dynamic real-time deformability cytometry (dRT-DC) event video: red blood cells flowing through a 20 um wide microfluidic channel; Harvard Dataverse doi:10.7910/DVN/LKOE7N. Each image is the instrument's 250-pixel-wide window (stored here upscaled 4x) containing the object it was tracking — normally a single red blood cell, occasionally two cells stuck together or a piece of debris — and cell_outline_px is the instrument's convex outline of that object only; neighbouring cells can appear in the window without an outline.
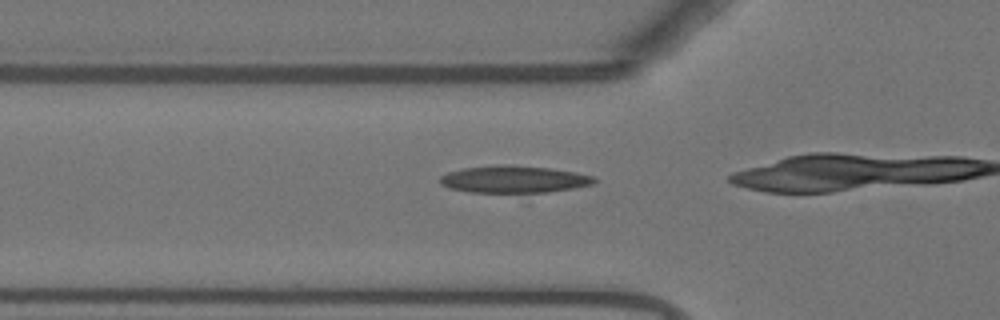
{"species": "Egyptian fruit bat (a non-hibernating species)", "species_latin": "Rousettus aegyptiacus", "temperature_condition": "warm", "stored_images_in_passage": 5, "camera_frame_rate_fps": 3000, "um_per_image_px": 0.085, "animal": {"sex": "female"}, "frame": {"image": 1, "passage_image": 3, "time_ms": 0.667, "image_size_px": [1000, 320], "cell_outline_px": [[596, 184], [548, 192], [472, 192], [448, 188], [440, 184], [440, 176], [448, 172], [464, 168], [496, 164], [504, 164], [548, 168], [576, 172], [596, 176]], "centroid_in_image_um": [43.69, 15.23], "position_along_channel_um": 82.1, "area_um2": 24.45}}